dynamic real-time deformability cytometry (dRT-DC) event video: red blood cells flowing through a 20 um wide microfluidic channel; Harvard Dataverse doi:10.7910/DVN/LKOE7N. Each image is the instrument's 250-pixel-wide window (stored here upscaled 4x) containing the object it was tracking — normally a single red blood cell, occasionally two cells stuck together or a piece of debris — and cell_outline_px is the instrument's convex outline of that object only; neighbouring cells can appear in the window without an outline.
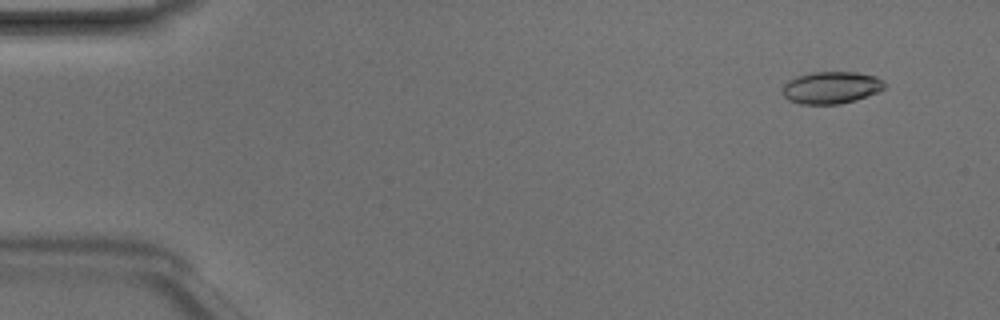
{"species": "Egyptian fruit bat (a non-hibernating species)", "species_latin": "Rousettus aegyptiacus", "temperature_condition": "room temperature", "stored_images_in_passage": 48, "camera_frame_rate_fps": 3000, "um_per_image_px": 0.085, "animal": {"sex": "male"}, "frame": {"image": 1, "passage_image": 4, "time_ms": 1.0, "image_size_px": [1000, 320], "cell_outline_px": [[884, 88], [876, 92], [856, 100], [840, 104], [800, 104], [788, 100], [784, 96], [780, 88], [788, 80], [796, 76], [812, 72], [856, 72], [876, 76], [884, 84]], "centroid_in_image_um": [70.58, 7.44], "position_along_channel_um": 14.4, "area_um2": 19.13}}
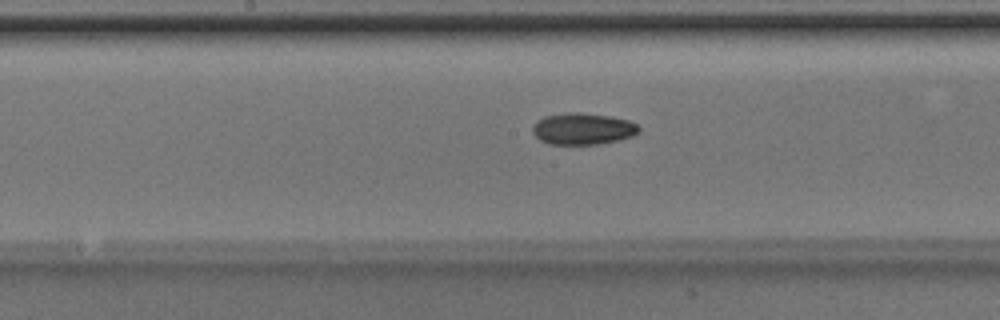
{"frame": {"image": 2, "passage_image": 25, "time_ms": 8.0, "image_size_px": [1000, 320], "cell_outline_px": [[640, 128], [632, 136], [616, 140], [596, 144], [548, 144], [540, 140], [532, 132], [532, 124], [536, 120], [544, 116], [564, 112], [580, 112], [612, 116], [628, 120], [636, 124]], "centroid_in_image_um": [49.47, 10.93], "position_along_channel_um": 198.7, "area_um2": 19.65}}
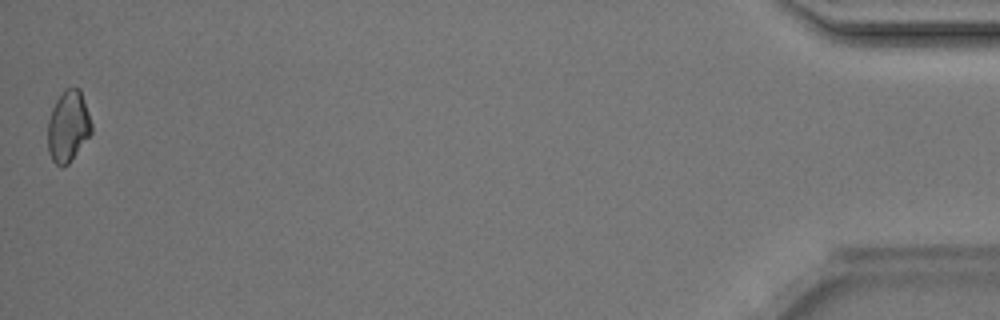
{"frame": {"image": 3, "passage_image": 48, "time_ms": 15.667, "image_size_px": [1000, 320], "cell_outline_px": [[92, 132], [68, 164], [56, 164], [52, 160], [48, 152], [48, 120], [52, 108], [56, 100], [64, 88], [80, 88], [92, 124]], "centroid_in_image_um": [5.79, 10.71], "position_along_channel_um": 429.4, "area_um2": 17.98}, "authors_computed_cell_mechanics": {"area_um2": 18.8717, "velocity_mm_per_s": 4.2375, "shape_relaxation_time_tau1_ms": 2.6193, "shape_relaxation_time_tau2_ms": 8.8666, "deformation_change_tau1": 0.0766, "deformation_change_tau2": 0.1353}}